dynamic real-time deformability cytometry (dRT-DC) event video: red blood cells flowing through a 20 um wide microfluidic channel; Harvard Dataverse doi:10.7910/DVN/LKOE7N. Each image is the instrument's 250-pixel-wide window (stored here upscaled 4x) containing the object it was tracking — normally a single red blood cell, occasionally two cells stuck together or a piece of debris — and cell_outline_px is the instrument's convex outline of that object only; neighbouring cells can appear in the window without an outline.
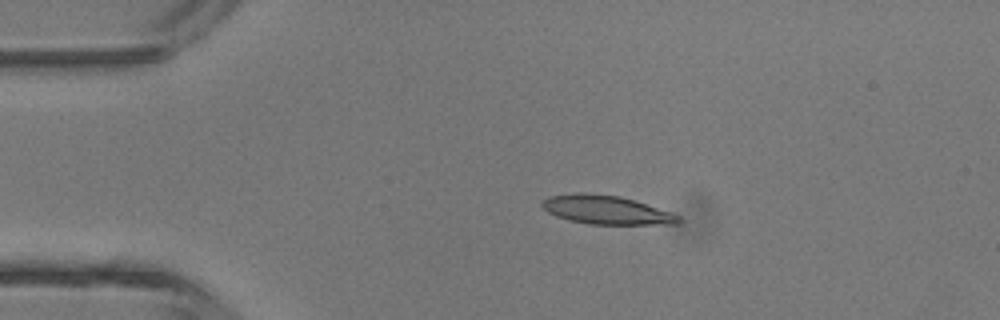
{"species": "common noctule bat (a hibernating species)", "species_latin": "Nyctalus noctula", "temperature_condition": "room temperature", "stored_images_in_passage": 3, "camera_frame_rate_fps": 3000, "um_per_image_px": 0.085, "animal": {"sex": "male", "body_mass_g": 13.3}, "frame": {"image": 1, "passage_image": 3, "time_ms": 2.333, "image_size_px": [1000, 320], "cell_outline_px": [[680, 220], [676, 224], [588, 224], [568, 220], [556, 216], [548, 212], [540, 204], [548, 196], [576, 192], [584, 192], [620, 196], [636, 200], [672, 212], [680, 216]], "centroid_in_image_um": [51.53, 17.83], "position_along_channel_um": 33.5, "area_um2": 23.0}}